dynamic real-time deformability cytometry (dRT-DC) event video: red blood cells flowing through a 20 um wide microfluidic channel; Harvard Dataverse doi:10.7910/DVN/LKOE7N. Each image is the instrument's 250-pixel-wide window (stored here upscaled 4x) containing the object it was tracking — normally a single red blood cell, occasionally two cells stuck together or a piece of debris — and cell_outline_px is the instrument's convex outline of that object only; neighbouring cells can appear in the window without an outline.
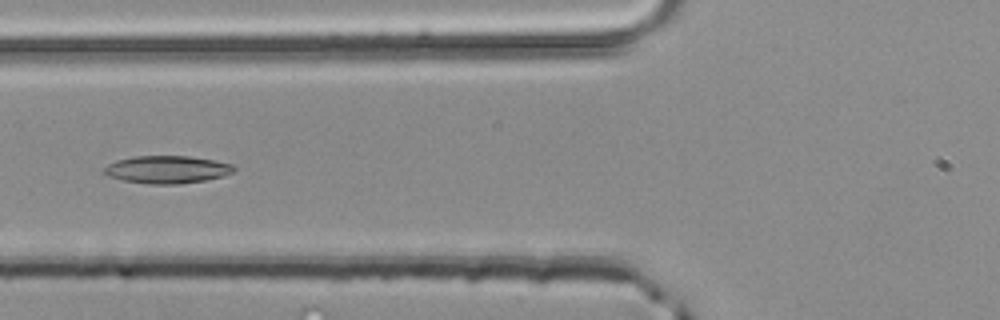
{"species": "common noctule bat (a hibernating species)", "species_latin": "Nyctalus noctula", "temperature_condition": "room temperature", "stored_images_in_passage": 34, "camera_frame_rate_fps": 3000, "um_per_image_px": 0.085, "animal": {"sex": "male", "body_mass_g": 20.4}, "frame": {"image": 1, "passage_image": 8, "time_ms": 2.333, "image_size_px": [1000, 320], "cell_outline_px": [[236, 168], [232, 172], [224, 176], [204, 180], [176, 184], [148, 184], [124, 180], [108, 176], [104, 172], [104, 168], [108, 164], [116, 160], [132, 156], [188, 156], [216, 160], [232, 164]], "centroid_in_image_um": [14.2, 14.4], "position_along_channel_um": 111.6, "area_um2": 20.87}}
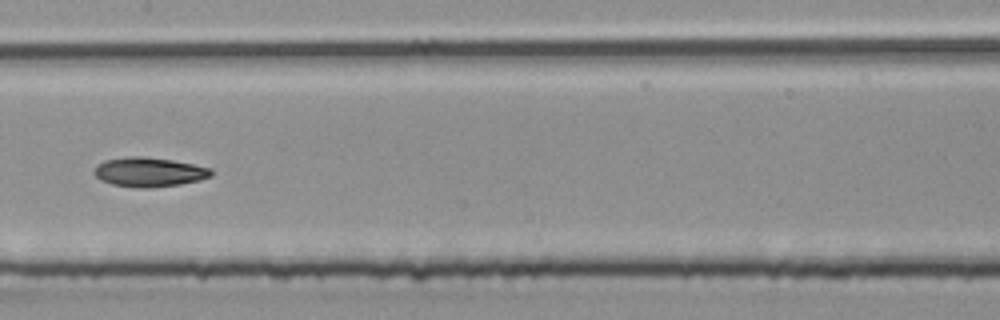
{"frame": {"image": 2, "passage_image": 14, "time_ms": 4.333, "image_size_px": [1000, 320], "cell_outline_px": [[212, 176], [200, 180], [180, 184], [152, 188], [140, 188], [112, 184], [100, 180], [92, 172], [96, 164], [104, 160], [128, 156], [144, 156], [172, 160], [212, 168]], "centroid_in_image_um": [12.65, 14.62], "position_along_channel_um": 194.8, "area_um2": 20.23}}
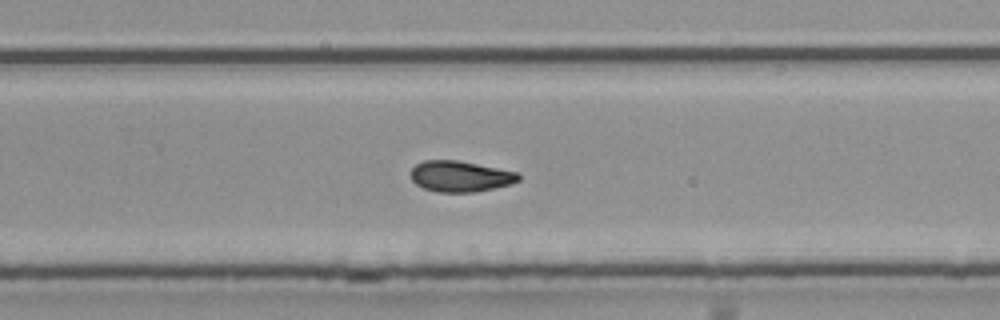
{"frame": {"image": 3, "passage_image": 21, "time_ms": 6.667, "image_size_px": [1000, 320], "cell_outline_px": [[520, 180], [512, 184], [472, 192], [436, 192], [424, 188], [416, 184], [412, 180], [412, 168], [416, 164], [424, 160], [456, 160], [516, 172], [520, 176]], "centroid_in_image_um": [39.11, 14.99], "position_along_channel_um": 290.7, "area_um2": 19.13}, "authors_computed_cell_mechanics": {"area_um2": 19.1607, "velocity_mm_per_s": 4.1283, "shape_relaxation_time_tau1_ms": 9.975, "shape_relaxation_time_tau2_ms": null, "deformation_change_tau1": 0.2127, "deformation_change_tau2": null}}